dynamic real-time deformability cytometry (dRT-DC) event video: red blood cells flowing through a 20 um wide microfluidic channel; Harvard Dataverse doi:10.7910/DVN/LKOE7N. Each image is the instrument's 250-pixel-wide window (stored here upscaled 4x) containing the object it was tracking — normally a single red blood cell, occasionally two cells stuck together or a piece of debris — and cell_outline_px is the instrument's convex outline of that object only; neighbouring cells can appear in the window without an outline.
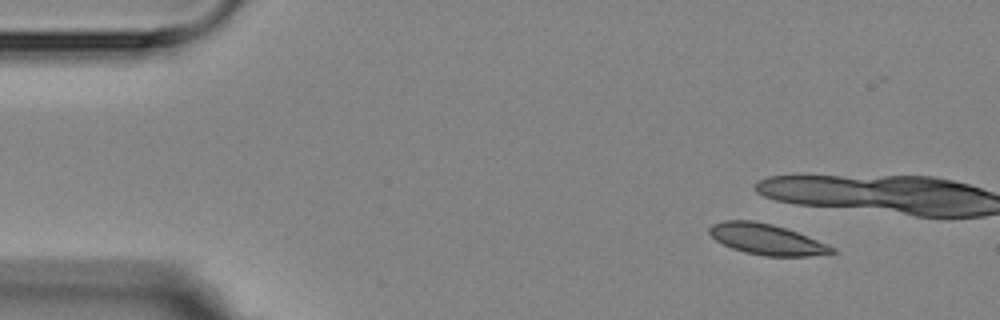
{"species": "Egyptian fruit bat (a non-hibernating species)", "species_latin": "Rousettus aegyptiacus", "temperature_condition": "room temperature", "stored_images_in_passage": 5, "segment_of_instrument_passage": [2, 2], "camera_frame_rate_fps": 3000, "um_per_image_px": 0.085, "animal": {"sex": "female"}, "frame": {"image": 1, "passage_image": 5, "time_ms": 5.667, "image_size_px": [1000, 320], "cell_outline_px": [[836, 252], [828, 256], [768, 256], [744, 252], [732, 248], [716, 240], [708, 232], [708, 228], [712, 224], [724, 220], [752, 220], [772, 224], [796, 232], [836, 248]], "centroid_in_image_um": [65.19, 20.35], "position_along_channel_um": 19.8, "area_um2": 21.96}}